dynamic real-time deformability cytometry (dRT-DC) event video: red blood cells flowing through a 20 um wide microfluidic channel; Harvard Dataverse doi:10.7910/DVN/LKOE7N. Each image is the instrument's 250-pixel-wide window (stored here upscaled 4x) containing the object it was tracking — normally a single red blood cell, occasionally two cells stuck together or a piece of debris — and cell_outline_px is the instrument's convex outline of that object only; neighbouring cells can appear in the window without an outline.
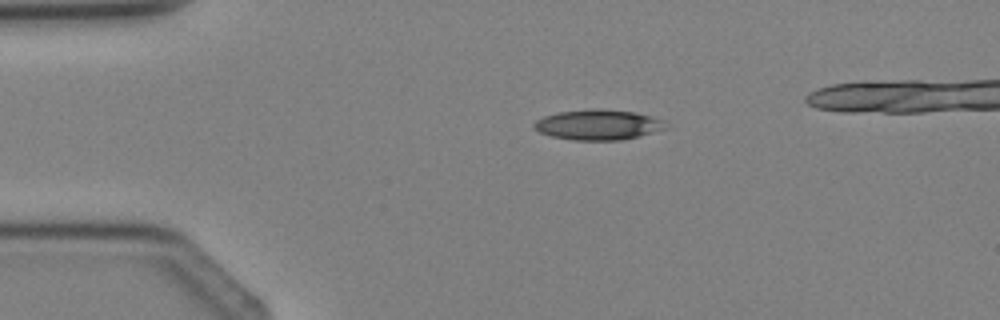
{"species": "Egyptian fruit bat (a non-hibernating species)", "species_latin": "Rousettus aegyptiacus", "temperature_condition": "cold", "stored_images_in_passage": 3, "camera_frame_rate_fps": 3000, "um_per_image_px": 0.085, "animal": {"sex": "female"}, "frame": {"image": 1, "passage_image": 2, "time_ms": 2.333, "image_size_px": [1000, 320], "cell_outline_px": [[664, 128], [624, 140], [572, 140], [552, 136], [540, 132], [532, 128], [532, 124], [536, 120], [544, 116], [556, 112], [588, 108], [600, 108], [636, 112], [652, 116], [660, 120]], "centroid_in_image_um": [50.73, 10.58], "position_along_channel_um": 34.3, "area_um2": 23.18}}